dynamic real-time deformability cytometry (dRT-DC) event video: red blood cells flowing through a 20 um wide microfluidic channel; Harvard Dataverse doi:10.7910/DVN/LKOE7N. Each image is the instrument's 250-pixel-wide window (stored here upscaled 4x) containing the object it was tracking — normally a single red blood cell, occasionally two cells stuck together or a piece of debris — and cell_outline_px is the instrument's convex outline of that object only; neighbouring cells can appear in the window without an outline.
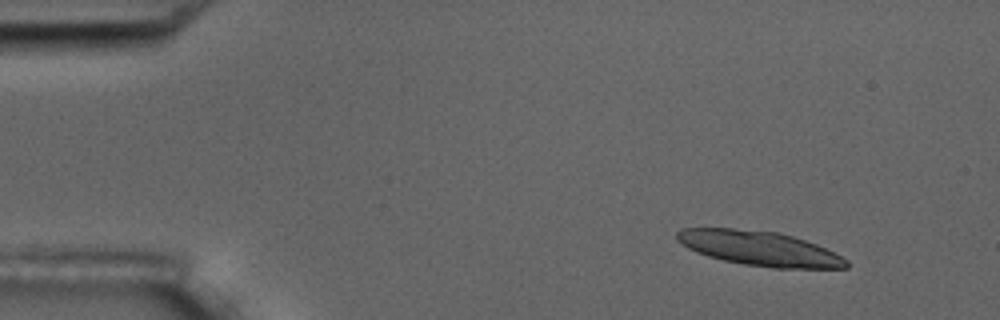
{"species": "common noctule bat (a hibernating species)", "species_latin": "Nyctalus noctula", "temperature_condition": "room temperature", "stored_images_in_passage": 7, "camera_frame_rate_fps": 3000, "um_per_image_px": 0.085, "animal": {"sex": "male", "body_mass_g": 17.5, "forearm_length_mm": 52.3}, "frame": {"image": 1, "passage_image": 2, "time_ms": 1.0, "image_size_px": [1000, 320], "cell_outline_px": [[848, 268], [772, 268], [744, 264], [724, 260], [708, 256], [696, 252], [688, 248], [676, 240], [676, 232], [680, 228], [732, 228], [776, 232], [792, 236], [816, 244], [848, 260]], "centroid_in_image_um": [64.51, 21.11], "position_along_channel_um": 20.5, "area_um2": 33.93}}